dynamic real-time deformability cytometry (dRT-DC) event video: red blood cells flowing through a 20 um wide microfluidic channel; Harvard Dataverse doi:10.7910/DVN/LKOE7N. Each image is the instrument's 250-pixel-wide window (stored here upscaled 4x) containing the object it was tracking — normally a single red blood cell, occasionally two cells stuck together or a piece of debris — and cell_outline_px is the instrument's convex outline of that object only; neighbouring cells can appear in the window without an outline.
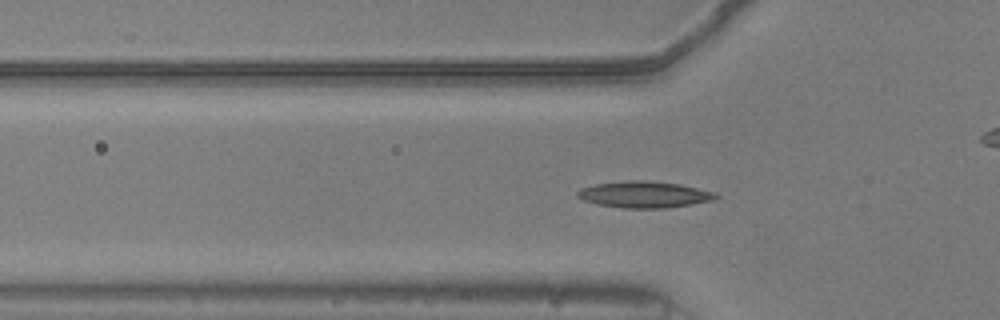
{"species": "common noctule bat (a hibernating species)", "species_latin": "Nyctalus noctula", "temperature_condition": "warm", "stored_images_in_passage": 40, "camera_frame_rate_fps": 3000, "um_per_image_px": 0.085, "animal": {"sex": "male", "body_mass_g": 20.5, "forearm_length_mm": 52.5}, "frame": {"image": 1, "passage_image": 3, "time_ms": 0.667, "image_size_px": [1000, 320], "cell_outline_px": [[720, 196], [716, 200], [692, 204], [664, 208], [624, 208], [596, 204], [584, 200], [576, 196], [576, 192], [580, 188], [596, 184], [628, 180], [644, 180], [680, 184], [712, 192]], "centroid_in_image_um": [54.74, 16.53], "position_along_channel_um": 71.1, "area_um2": 21.27}}
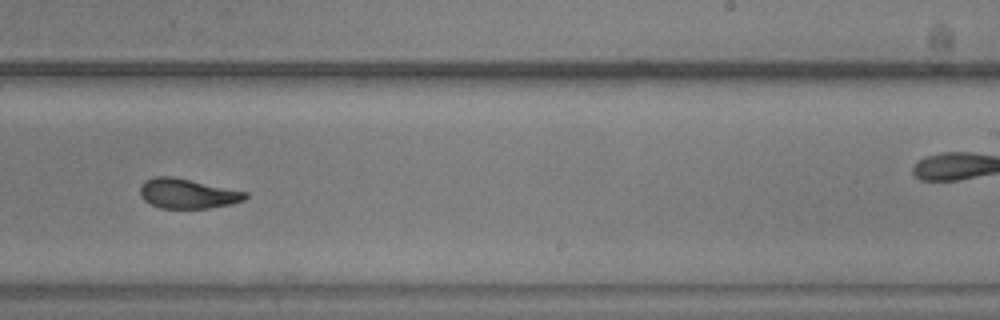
{"frame": {"image": 2, "passage_image": 19, "time_ms": 6.0, "image_size_px": [1000, 320], "cell_outline_px": [[248, 196], [244, 200], [232, 204], [208, 208], [160, 208], [144, 200], [140, 196], [140, 184], [144, 180], [156, 176], [172, 176], [248, 192]], "centroid_in_image_um": [15.92, 16.45], "position_along_channel_um": 273.1, "area_um2": 18.32}}
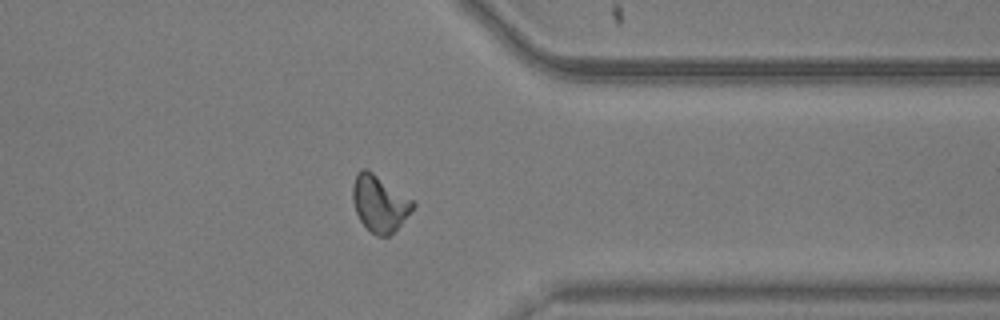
{"frame": {"image": 3, "passage_image": 28, "time_ms": 9.0, "image_size_px": [1000, 320], "cell_outline_px": [[416, 204], [400, 224], [388, 236], [376, 236], [360, 220], [356, 212], [352, 200], [352, 184], [356, 172], [360, 168], [368, 168], [412, 200]], "centroid_in_image_um": [32.21, 17.24], "position_along_channel_um": 379.2, "area_um2": 19.59}}